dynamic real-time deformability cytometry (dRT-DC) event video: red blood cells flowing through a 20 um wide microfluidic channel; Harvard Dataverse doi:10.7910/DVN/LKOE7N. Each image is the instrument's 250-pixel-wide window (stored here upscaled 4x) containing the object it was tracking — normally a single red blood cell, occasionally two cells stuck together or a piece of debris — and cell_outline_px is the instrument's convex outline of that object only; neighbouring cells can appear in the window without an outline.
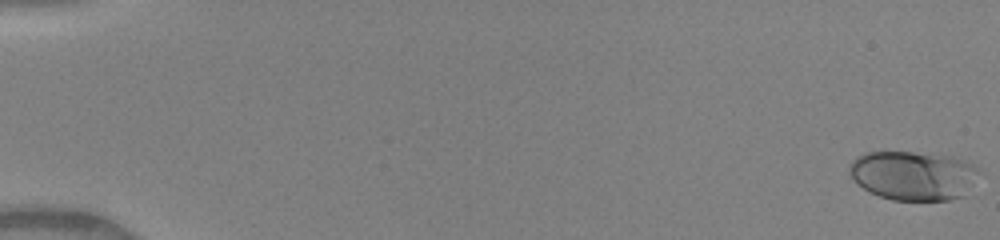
{"species": "human", "species_latin": "Homo sapiens", "temperature_condition": "warm", "stored_images_in_passage": 44, "camera_frame_rate_fps": 3000, "um_per_image_px": 0.085, "donor": {"sex": "female"}, "frame": {"image": 1, "passage_image": 1, "time_ms": 0.0, "image_size_px": [1000, 240], "cell_outline_px": [[984, 172], [964, 196], [948, 200], [892, 200], [880, 196], [856, 184], [852, 180], [848, 172], [848, 164], [852, 160], [864, 152], [912, 152], [952, 156], [972, 164], [980, 168]], "centroid_in_image_um": [77.66, 14.91], "position_along_channel_um": 7.3, "area_um2": 37.8}}
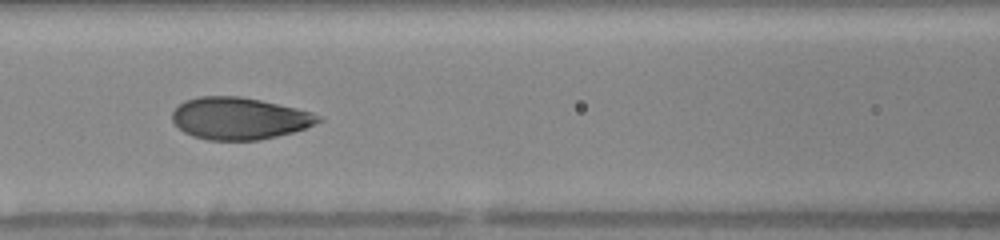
{"frame": {"image": 2, "passage_image": 21, "time_ms": 6.667, "image_size_px": [1000, 240], "cell_outline_px": [[324, 120], [316, 124], [292, 132], [260, 140], [208, 140], [192, 136], [184, 132], [172, 120], [172, 112], [184, 100], [200, 96], [240, 96], [260, 100], [296, 108], [324, 116]], "centroid_in_image_um": [20.35, 10.06], "position_along_channel_um": 146.2, "area_um2": 35.78}}
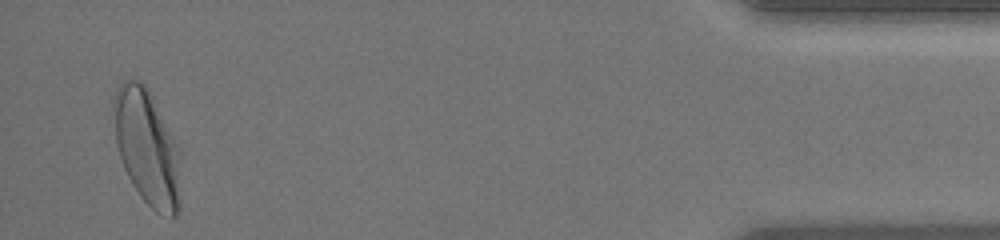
{"frame": {"image": 3, "passage_image": 43, "time_ms": 14.0, "image_size_px": [1000, 240], "cell_outline_px": [[180, 212], [176, 216], [172, 216], [156, 212], [140, 196], [132, 184], [124, 168], [116, 144], [112, 104], [116, 88], [124, 80], [140, 80], [148, 88], [180, 148]], "centroid_in_image_um": [12.51, 12.52], "position_along_channel_um": 422.7, "area_um2": 45.49}, "authors_computed_cell_mechanics": {"area_um2": 36.0961, "velocity_mm_per_s": 4.1647, "shape_relaxation_time_tau1_ms": 2.7921, "shape_relaxation_time_tau2_ms": null, "deformation_change_tau1": 0.152, "deformation_change_tau2": null}}